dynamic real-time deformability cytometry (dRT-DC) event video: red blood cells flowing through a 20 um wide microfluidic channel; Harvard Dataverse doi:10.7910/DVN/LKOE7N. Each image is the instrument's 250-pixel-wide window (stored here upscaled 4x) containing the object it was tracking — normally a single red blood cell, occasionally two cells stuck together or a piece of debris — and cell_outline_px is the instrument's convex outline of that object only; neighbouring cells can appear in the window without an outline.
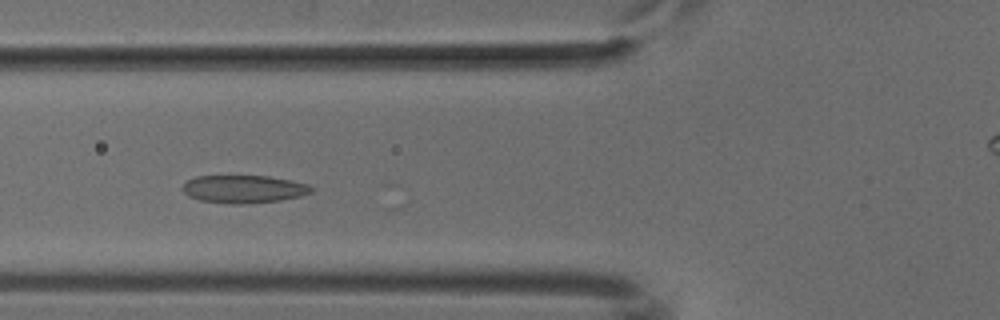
{"species": "common noctule bat (a hibernating species)", "species_latin": "Nyctalus noctula", "temperature_condition": "cold", "stored_images_in_passage": 20, "camera_frame_rate_fps": 3000, "um_per_image_px": 0.085, "animal": {"sex": "male", "body_mass_g": 18.8}, "frame": {"image": 1, "passage_image": 4, "time_ms": 1.0, "image_size_px": [1000, 320], "cell_outline_px": [[316, 188], [312, 192], [300, 196], [280, 200], [244, 204], [232, 204], [200, 200], [188, 196], [180, 188], [188, 180], [196, 176], [268, 176], [308, 184]], "centroid_in_image_um": [20.72, 16.07], "position_along_channel_um": 105.1, "area_um2": 20.87}}
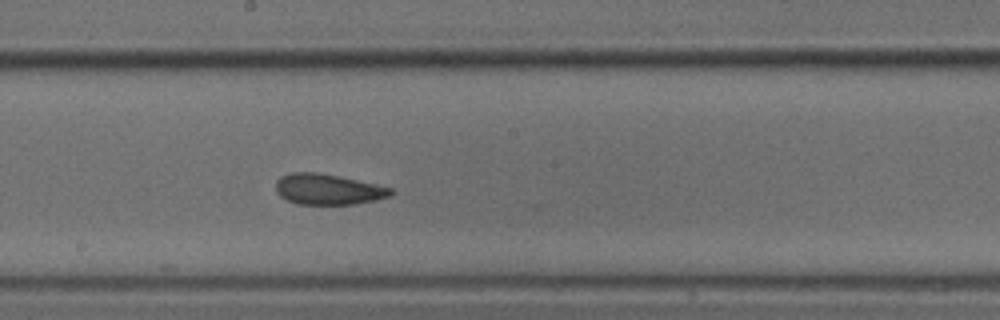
{"frame": {"image": 2, "passage_image": 13, "time_ms": 4.0, "image_size_px": [1000, 320], "cell_outline_px": [[396, 192], [392, 196], [376, 200], [356, 204], [296, 204], [280, 196], [276, 192], [276, 180], [280, 176], [292, 172], [316, 172], [356, 180], [392, 188]], "centroid_in_image_um": [27.88, 16.1], "position_along_channel_um": 220.3, "area_um2": 20.58}}
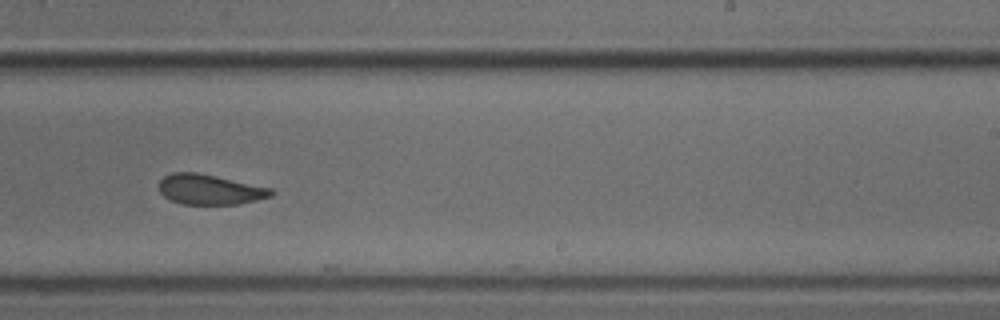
{"frame": {"image": 3, "passage_image": 17, "time_ms": 5.333, "image_size_px": [1000, 320], "cell_outline_px": [[276, 192], [272, 196], [256, 200], [236, 204], [180, 204], [164, 196], [160, 192], [160, 180], [164, 176], [172, 172], [196, 172], [216, 176], [272, 188]], "centroid_in_image_um": [17.85, 16.1], "position_along_channel_um": 271.2, "area_um2": 19.65}}